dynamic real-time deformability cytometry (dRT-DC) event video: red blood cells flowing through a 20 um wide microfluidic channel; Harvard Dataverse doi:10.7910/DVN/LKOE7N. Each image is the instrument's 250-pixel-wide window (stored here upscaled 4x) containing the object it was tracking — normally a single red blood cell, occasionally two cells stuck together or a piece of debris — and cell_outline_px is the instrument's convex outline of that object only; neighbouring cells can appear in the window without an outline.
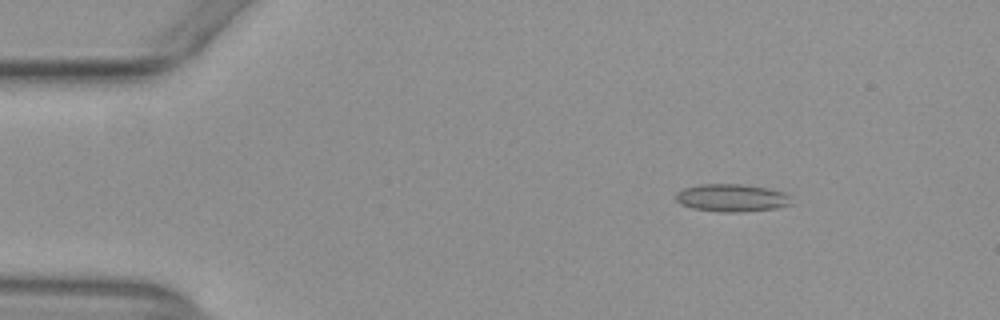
{"species": "common noctule bat (a hibernating species)", "species_latin": "Nyctalus noctula", "temperature_condition": "warm", "stored_images_in_passage": 53, "camera_frame_rate_fps": 3000, "um_per_image_px": 0.085, "animal": {"sex": "female", "body_mass_g": 29.2, "forearm_length_mm": 56.3}, "frame": {"image": 1, "passage_image": 8, "time_ms": 2.333, "image_size_px": [1000, 320], "cell_outline_px": [[792, 204], [776, 208], [744, 212], [720, 212], [692, 208], [680, 204], [676, 200], [676, 192], [684, 188], [700, 184], [740, 184], [768, 188], [784, 192], [792, 196]], "centroid_in_image_um": [62.22, 16.82], "position_along_channel_um": 22.8, "area_um2": 18.84}}
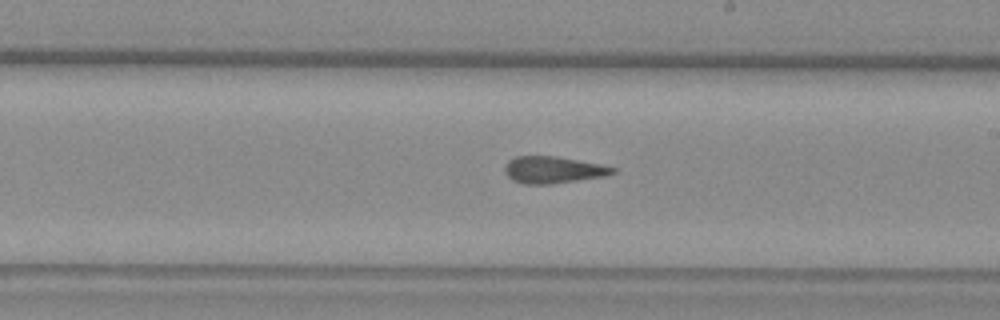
{"frame": {"image": 2, "passage_image": 31, "time_ms": 10.0, "image_size_px": [1000, 320], "cell_outline_px": [[616, 172], [604, 176], [552, 184], [520, 184], [512, 180], [504, 172], [504, 168], [508, 160], [516, 156], [556, 156], [600, 164], [616, 168]], "centroid_in_image_um": [46.98, 14.44], "position_along_channel_um": 242.0, "area_um2": 16.94}}
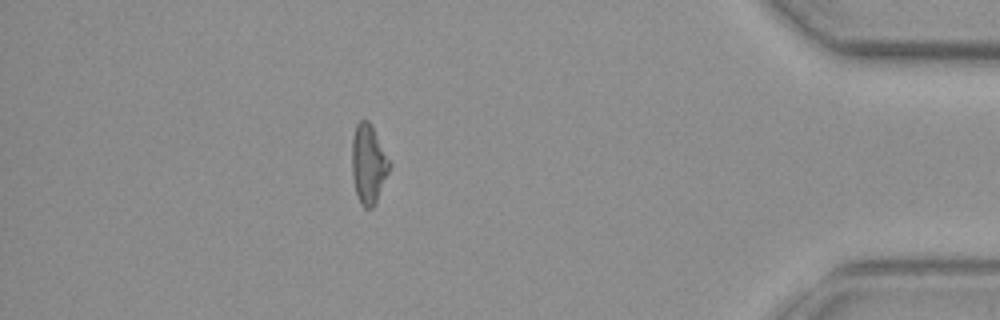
{"frame": {"image": 3, "passage_image": 47, "time_ms": 15.333, "image_size_px": [1000, 320], "cell_outline_px": [[392, 164], [376, 200], [372, 208], [364, 208], [360, 204], [356, 196], [352, 176], [352, 140], [356, 124], [360, 120], [368, 120]], "centroid_in_image_um": [31.3, 13.96], "position_along_channel_um": 403.9, "area_um2": 17.17}, "authors_computed_cell_mechanics": {"area_um2": 17.5134, "velocity_mm_per_s": 3.932, "shape_relaxation_time_tau1_ms": null, "shape_relaxation_time_tau2_ms": 2.7322, "deformation_change_tau1": null, "deformation_change_tau2": 0.109}}